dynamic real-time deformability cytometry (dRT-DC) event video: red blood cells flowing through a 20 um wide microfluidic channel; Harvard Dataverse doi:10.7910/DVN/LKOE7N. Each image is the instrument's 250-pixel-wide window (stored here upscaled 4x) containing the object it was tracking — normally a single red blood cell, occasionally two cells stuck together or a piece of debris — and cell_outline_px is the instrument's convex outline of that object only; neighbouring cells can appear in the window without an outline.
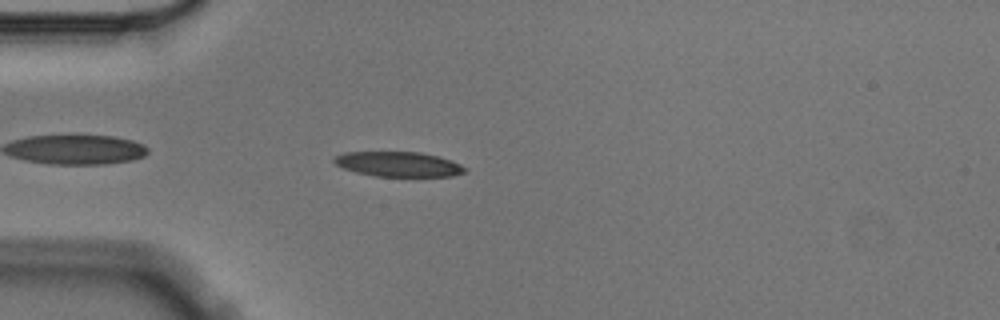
{"species": "Egyptian fruit bat (a non-hibernating species)", "species_latin": "Rousettus aegyptiacus", "temperature_condition": "cold", "stored_images_in_passage": 5, "camera_frame_rate_fps": 3000, "um_per_image_px": 0.085, "animal": {"sex": "male"}, "frame": {"image": 1, "passage_image": 4, "time_ms": 1.0, "image_size_px": [1000, 320], "cell_outline_px": [[468, 172], [452, 176], [376, 176], [356, 172], [344, 168], [336, 164], [332, 160], [336, 156], [344, 152], [420, 152], [452, 160], [468, 168]], "centroid_in_image_um": [33.91, 13.95], "position_along_channel_um": 51.1, "area_um2": 18.96}}